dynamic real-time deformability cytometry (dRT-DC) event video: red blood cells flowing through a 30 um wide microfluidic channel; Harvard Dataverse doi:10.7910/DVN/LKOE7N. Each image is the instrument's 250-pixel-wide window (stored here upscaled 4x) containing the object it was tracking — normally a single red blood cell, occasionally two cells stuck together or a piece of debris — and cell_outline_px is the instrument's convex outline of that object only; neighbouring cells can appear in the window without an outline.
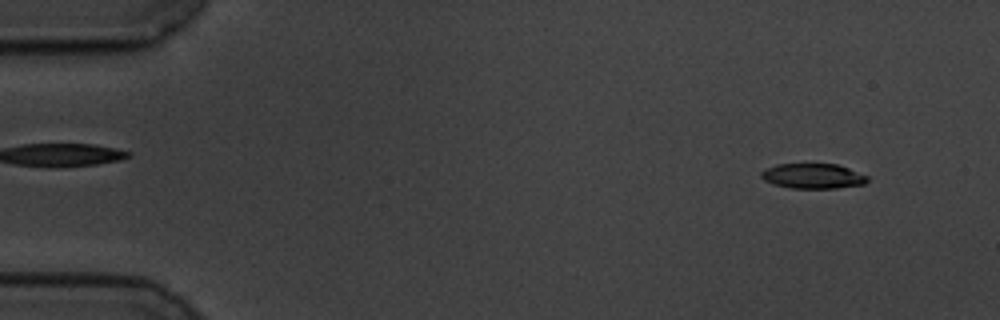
{"species": "common noctule bat (a hibernating species)", "species_latin": "Nyctalus noctula", "temperature_condition": "cold", "stored_images_in_passage": 58, "camera_frame_rate_fps": 3000, "um_per_image_px": 0.085, "animal": {"sex": "male", "body_mass_g": 19.5, "forearm_length_mm": 54.6}, "frame": {"image": 1, "passage_image": 5, "time_ms": 1.333, "image_size_px": [1000, 320], "cell_outline_px": [[868, 180], [864, 184], [836, 188], [792, 188], [772, 184], [764, 180], [760, 176], [760, 172], [764, 168], [776, 164], [836, 164], [848, 168], [868, 176]], "centroid_in_image_um": [69.05, 14.96], "position_along_channel_um": 15.9, "area_um2": 15.55}}
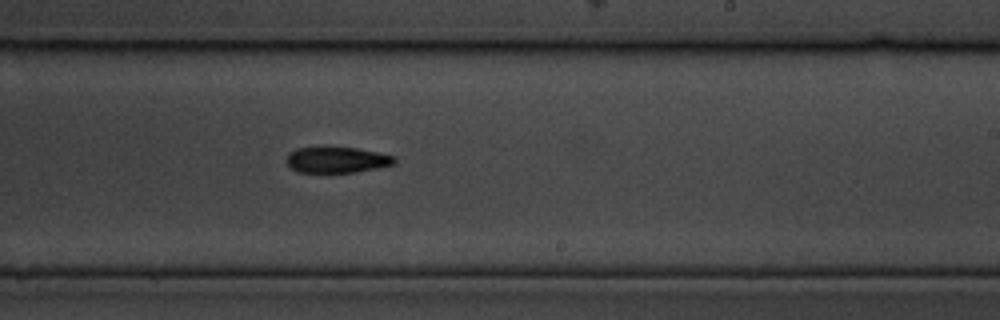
{"frame": {"image": 2, "passage_image": 35, "time_ms": 11.333, "image_size_px": [1000, 320], "cell_outline_px": [[396, 164], [356, 172], [296, 172], [284, 160], [288, 152], [296, 148], [324, 144], [356, 148], [396, 156]], "centroid_in_image_um": [28.57, 13.54], "position_along_channel_um": 260.4, "area_um2": 17.11}}
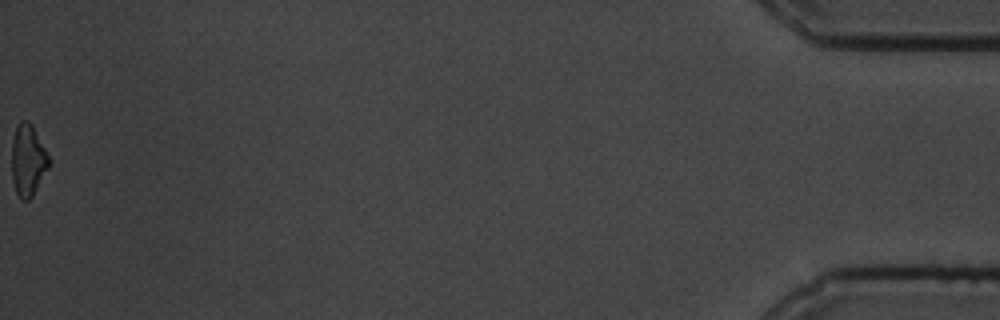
{"frame": {"image": 3, "passage_image": 58, "time_ms": 19.0, "image_size_px": [1000, 320], "cell_outline_px": [[48, 168], [32, 196], [28, 200], [20, 200], [16, 192], [12, 180], [12, 140], [16, 128], [20, 120], [28, 120], [32, 124], [48, 156]], "centroid_in_image_um": [2.34, 13.62], "position_along_channel_um": 432.9, "area_um2": 15.26}, "authors_computed_cell_mechanics": {"area_um2": 16.8198, "velocity_mm_per_s": 3.5035, "shape_relaxation_time_tau1_ms": 3.1639, "shape_relaxation_time_tau2_ms": null, "deformation_change_tau1": 0.1138, "deformation_change_tau2": null}}